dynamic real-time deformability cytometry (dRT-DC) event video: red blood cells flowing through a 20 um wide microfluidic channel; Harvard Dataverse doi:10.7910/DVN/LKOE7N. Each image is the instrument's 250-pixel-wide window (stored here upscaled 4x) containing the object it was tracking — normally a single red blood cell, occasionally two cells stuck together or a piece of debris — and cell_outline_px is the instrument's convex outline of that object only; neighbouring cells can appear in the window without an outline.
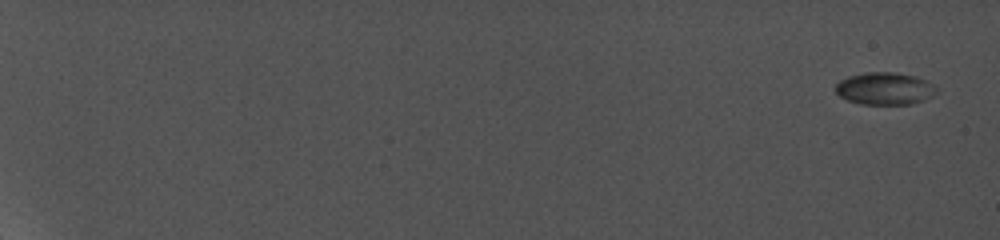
{"species": "common noctule bat (a hibernating species)", "species_latin": "Nyctalus noctula", "temperature_condition": "cold", "stored_images_in_passage": 21, "camera_frame_rate_fps": 5000, "um_per_image_px": 0.085, "animal": {"sex": "female", "body_mass_g": 19.0, "forearm_length_mm": 56.7}, "frame": {"image": 1, "passage_image": 1, "time_ms": 0.0, "image_size_px": [1000, 240], "cell_outline_px": [[936, 92], [932, 96], [924, 100], [912, 104], [860, 104], [848, 100], [840, 96], [836, 92], [836, 84], [840, 80], [848, 76], [864, 72], [896, 72], [916, 76], [924, 80], [936, 88]], "centroid_in_image_um": [75.18, 7.52], "position_along_channel_um": 9.8, "area_um2": 18.96}}
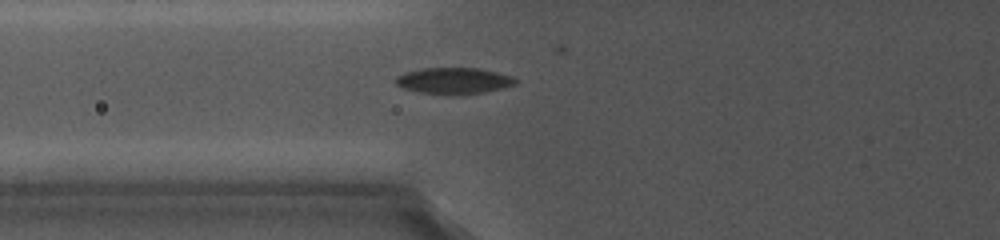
{"frame": {"image": 2, "passage_image": 10, "time_ms": 8.8, "image_size_px": [1000, 240], "cell_outline_px": [[520, 80], [516, 84], [504, 88], [484, 92], [452, 96], [420, 92], [404, 88], [396, 84], [392, 80], [396, 76], [404, 72], [420, 68], [480, 68], [512, 76]], "centroid_in_image_um": [38.57, 6.87], "position_along_channel_um": 87.2, "area_um2": 18.79}}
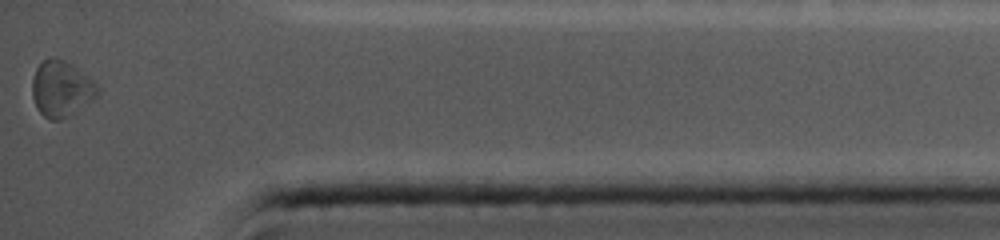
{"frame": {"image": 3, "passage_image": 21, "time_ms": 18.0, "image_size_px": [1000, 240], "cell_outline_px": [[100, 92], [96, 96], [68, 116], [60, 120], [52, 120], [44, 116], [36, 108], [32, 96], [32, 80], [36, 68], [48, 56], [56, 56], [64, 60], [92, 80], [100, 88]], "centroid_in_image_um": [5.17, 7.53], "position_along_channel_um": 430.0, "area_um2": 21.04}, "authors_computed_cell_mechanics": {"area_um2": 18.6116, "velocity_mm_per_s": 3.8182, "shape_relaxation_time_tau1_ms": 2.4195, "shape_relaxation_time_tau2_ms": null, "deformation_change_tau1": 0.0755, "deformation_change_tau2": null}}